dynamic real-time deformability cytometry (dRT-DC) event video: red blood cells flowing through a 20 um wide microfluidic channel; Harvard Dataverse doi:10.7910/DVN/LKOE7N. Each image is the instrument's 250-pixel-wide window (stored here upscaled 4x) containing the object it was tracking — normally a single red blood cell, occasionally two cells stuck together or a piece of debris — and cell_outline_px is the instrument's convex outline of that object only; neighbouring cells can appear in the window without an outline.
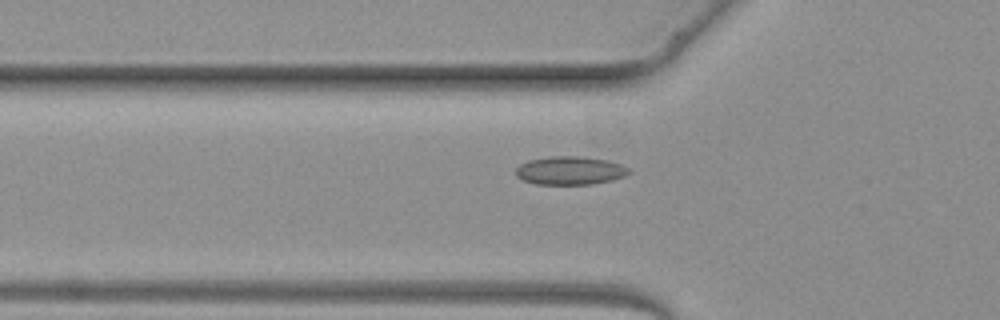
{"species": "common noctule bat (a hibernating species)", "species_latin": "Nyctalus noctula", "temperature_condition": "warm", "stored_images_in_passage": 2, "camera_frame_rate_fps": 3000, "um_per_image_px": 0.085, "animal": {"sex": "female", "body_mass_g": 19.3, "forearm_length_mm": 54.1}, "frame": {"image": 1, "passage_image": 2, "time_ms": 2.0, "image_size_px": [1000, 320], "cell_outline_px": [[632, 172], [624, 176], [612, 180], [592, 184], [536, 184], [524, 180], [516, 176], [516, 168], [520, 164], [528, 160], [552, 156], [576, 156], [608, 160], [620, 164], [628, 168]], "centroid_in_image_um": [48.45, 14.49], "position_along_channel_um": 77.3, "area_um2": 18.61}}